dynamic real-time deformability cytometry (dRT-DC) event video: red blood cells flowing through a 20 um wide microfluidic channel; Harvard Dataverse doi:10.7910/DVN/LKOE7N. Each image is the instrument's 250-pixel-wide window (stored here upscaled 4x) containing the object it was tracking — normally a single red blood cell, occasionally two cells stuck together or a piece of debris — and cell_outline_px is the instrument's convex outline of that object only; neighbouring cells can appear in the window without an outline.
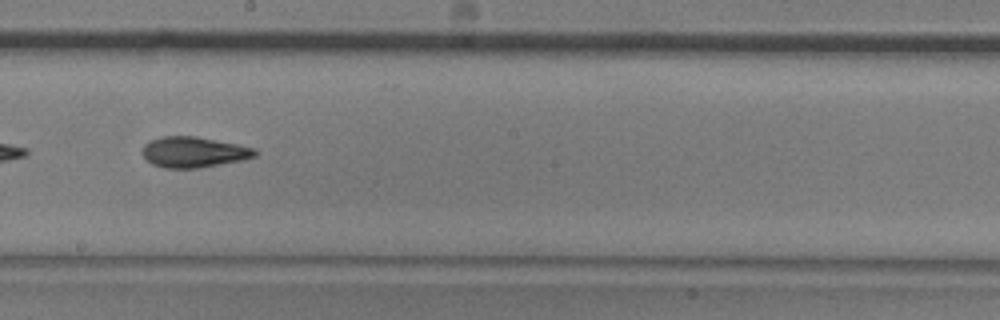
{"species": "common noctule bat (a hibernating species)", "species_latin": "Nyctalus noctula", "temperature_condition": "room temperature", "stored_images_in_passage": 30, "camera_frame_rate_fps": 3000, "um_per_image_px": 0.085, "animal": {"sex": "male", "body_mass_g": 20.5, "forearm_length_mm": 52.5}, "frame": {"image": 1, "passage_image": 22, "time_ms": 7.0, "image_size_px": [1000, 320], "cell_outline_px": [[260, 152], [256, 156], [244, 160], [196, 168], [164, 168], [152, 164], [144, 156], [144, 144], [148, 140], [160, 136], [196, 136], [256, 148]], "centroid_in_image_um": [16.5, 12.92], "position_along_channel_um": 231.7, "area_um2": 20.17}}